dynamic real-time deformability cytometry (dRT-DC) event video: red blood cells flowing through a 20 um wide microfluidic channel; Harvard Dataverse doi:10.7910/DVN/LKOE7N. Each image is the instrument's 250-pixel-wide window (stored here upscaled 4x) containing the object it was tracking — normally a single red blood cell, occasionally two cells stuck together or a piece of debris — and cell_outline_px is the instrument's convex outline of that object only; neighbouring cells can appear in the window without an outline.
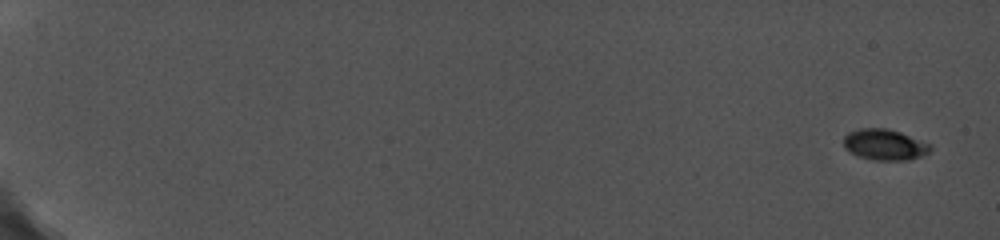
{"species": "common noctule bat (a hibernating species)", "species_latin": "Nyctalus noctula", "temperature_condition": "cold", "stored_images_in_passage": 17, "camera_frame_rate_fps": 5000, "um_per_image_px": 0.085, "animal": {"sex": "female", "body_mass_g": 19.0, "forearm_length_mm": 56.7}, "frame": {"image": 1, "passage_image": 1, "time_ms": 0.0, "image_size_px": [1000, 240], "cell_outline_px": [[932, 148], [928, 152], [920, 156], [908, 160], [872, 160], [856, 156], [848, 152], [844, 148], [844, 136], [848, 132], [860, 128], [884, 128], [900, 132], [932, 144]], "centroid_in_image_um": [75.16, 12.3], "position_along_channel_um": 9.8, "area_um2": 15.78}}
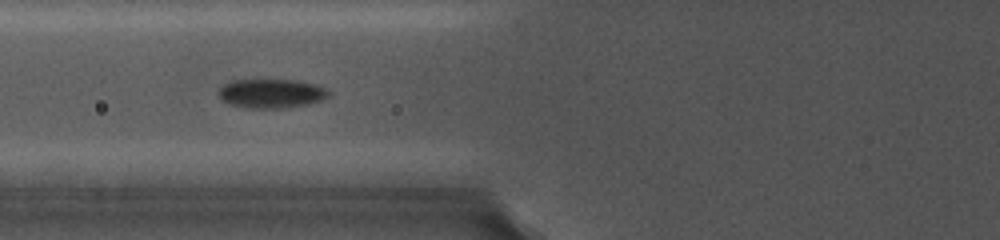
{"frame": {"image": 2, "passage_image": 9, "time_ms": 8.2, "image_size_px": [1000, 240], "cell_outline_px": [[332, 92], [328, 96], [320, 100], [308, 104], [284, 108], [252, 108], [228, 104], [220, 96], [220, 88], [224, 84], [232, 80], [296, 80], [316, 84], [328, 88]], "centroid_in_image_um": [23.12, 7.94], "position_along_channel_um": 102.7, "area_um2": 18.61}}
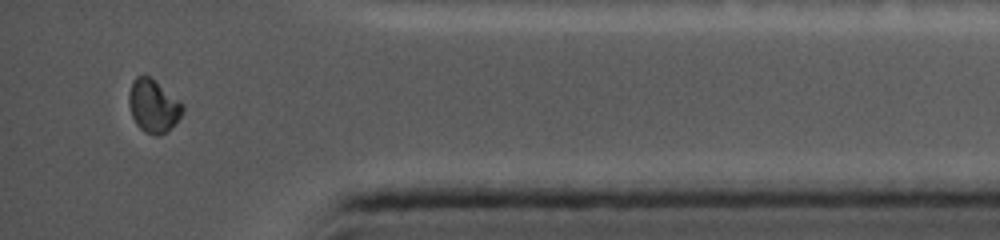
{"frame": {"image": 3, "passage_image": 17, "time_ms": 16.8, "image_size_px": [1000, 240], "cell_outline_px": [[184, 112], [164, 132], [148, 132], [140, 128], [136, 124], [132, 116], [128, 104], [128, 96], [132, 80], [136, 76], [148, 76], [180, 100], [184, 104]], "centroid_in_image_um": [13.01, 8.94], "position_along_channel_um": 422.2, "area_um2": 16.01}, "authors_computed_cell_mechanics": {"area_um2": 16.8776, "velocity_mm_per_s": 3.8036, "shape_relaxation_time_tau1_ms": 1.9491, "shape_relaxation_time_tau2_ms": null, "deformation_change_tau1": 0.0814, "deformation_change_tau2": null}}